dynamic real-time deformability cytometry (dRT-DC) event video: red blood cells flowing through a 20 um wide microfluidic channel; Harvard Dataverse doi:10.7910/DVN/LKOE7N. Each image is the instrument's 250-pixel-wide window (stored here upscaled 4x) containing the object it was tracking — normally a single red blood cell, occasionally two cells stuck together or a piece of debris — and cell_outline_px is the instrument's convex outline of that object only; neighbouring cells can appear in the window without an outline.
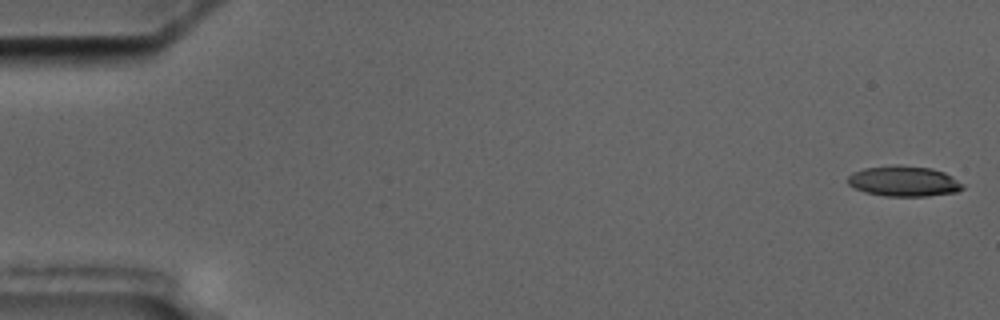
{"species": "common noctule bat (a hibernating species)", "species_latin": "Nyctalus noctula", "temperature_condition": "cold", "stored_images_in_passage": 9, "camera_frame_rate_fps": 3000, "um_per_image_px": 0.085, "animal": {"sex": "male", "body_mass_g": 17.5, "forearm_length_mm": 52.3}, "frame": {"image": 1, "passage_image": 1, "time_ms": 0.0, "image_size_px": [1000, 320], "cell_outline_px": [[964, 188], [956, 192], [928, 196], [884, 196], [864, 192], [848, 184], [848, 176], [852, 172], [864, 168], [896, 164], [932, 168], [944, 172], [952, 176], [964, 184]], "centroid_in_image_um": [76.83, 15.39], "position_along_channel_um": 8.2, "area_um2": 20.58}}
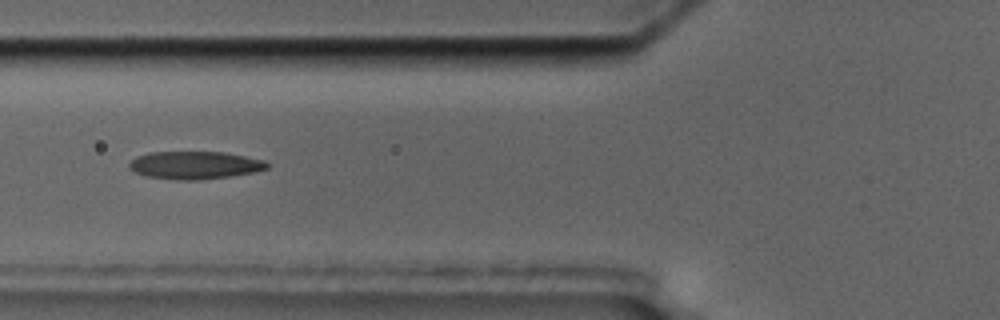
{"frame": {"image": 2, "passage_image": 7, "time_ms": 7.0, "image_size_px": [1000, 320], "cell_outline_px": [[268, 168], [256, 172], [232, 176], [200, 180], [176, 180], [148, 176], [136, 172], [128, 168], [128, 164], [136, 156], [148, 152], [224, 152], [264, 160], [268, 164]], "centroid_in_image_um": [16.56, 14.04], "position_along_channel_um": 109.2, "area_um2": 22.37}}
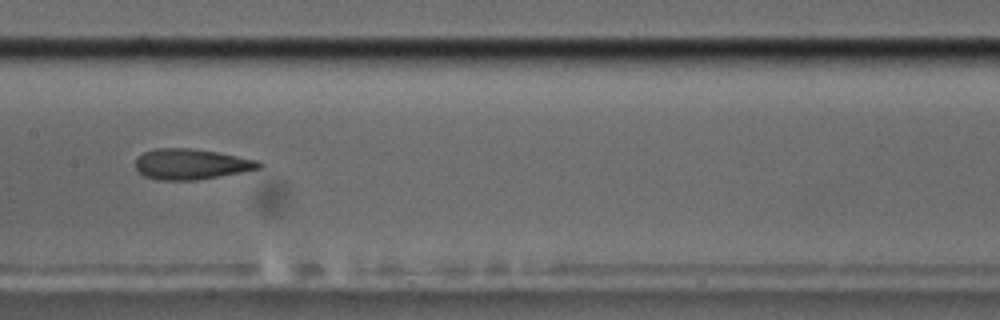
{"frame": {"image": 3, "passage_image": 9, "time_ms": 9.333, "image_size_px": [1000, 320], "cell_outline_px": [[264, 164], [260, 168], [244, 172], [196, 180], [156, 180], [144, 176], [136, 168], [136, 160], [144, 152], [156, 148], [192, 148], [216, 152], [260, 160]], "centroid_in_image_um": [16.29, 13.95], "position_along_channel_um": 191.1, "area_um2": 22.08}}